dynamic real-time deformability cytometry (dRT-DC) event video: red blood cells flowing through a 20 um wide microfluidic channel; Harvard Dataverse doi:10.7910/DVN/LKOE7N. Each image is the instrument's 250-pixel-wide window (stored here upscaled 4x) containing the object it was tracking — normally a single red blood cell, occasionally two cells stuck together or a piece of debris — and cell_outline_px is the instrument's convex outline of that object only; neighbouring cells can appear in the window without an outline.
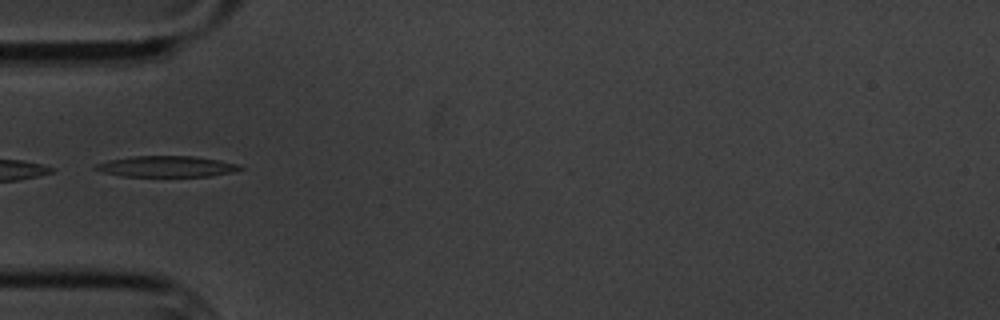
{"species": "common noctule bat (a hibernating species)", "species_latin": "Nyctalus noctula", "temperature_condition": "cold", "stored_images_in_passage": 7, "camera_frame_rate_fps": 3000, "um_per_image_px": 0.085, "animal": {"sex": "male", "body_mass_g": 20.1, "forearm_length_mm": 53.5}, "frame": {"image": 1, "passage_image": 6, "time_ms": 5.667, "image_size_px": [1000, 320], "cell_outline_px": [[244, 168], [232, 172], [208, 176], [120, 176], [100, 172], [92, 168], [96, 164], [108, 160], [132, 156], [196, 156], [220, 160], [236, 164]], "centroid_in_image_um": [14.1, 14.14], "position_along_channel_um": 70.9, "area_um2": 17.69}}
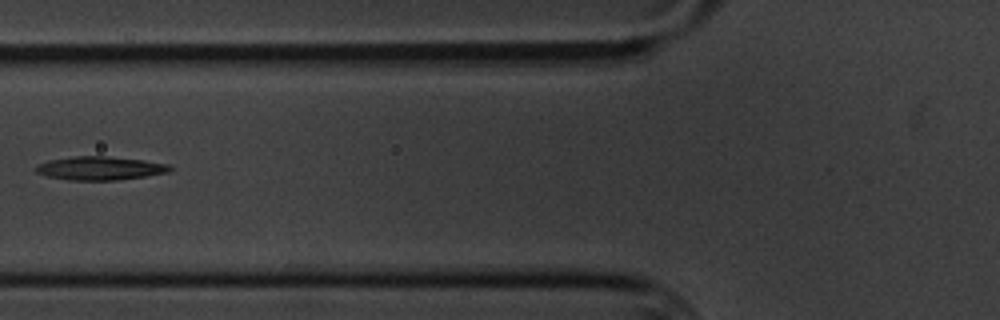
{"frame": {"image": 2, "passage_image": 7, "time_ms": 7.0, "image_size_px": [1000, 320], "cell_outline_px": [[172, 168], [168, 172], [120, 180], [68, 180], [48, 176], [36, 172], [36, 164], [48, 160], [72, 156], [108, 156], [144, 160], [168, 164]], "centroid_in_image_um": [8.48, 14.29], "position_along_channel_um": 117.3, "area_um2": 18.38}}